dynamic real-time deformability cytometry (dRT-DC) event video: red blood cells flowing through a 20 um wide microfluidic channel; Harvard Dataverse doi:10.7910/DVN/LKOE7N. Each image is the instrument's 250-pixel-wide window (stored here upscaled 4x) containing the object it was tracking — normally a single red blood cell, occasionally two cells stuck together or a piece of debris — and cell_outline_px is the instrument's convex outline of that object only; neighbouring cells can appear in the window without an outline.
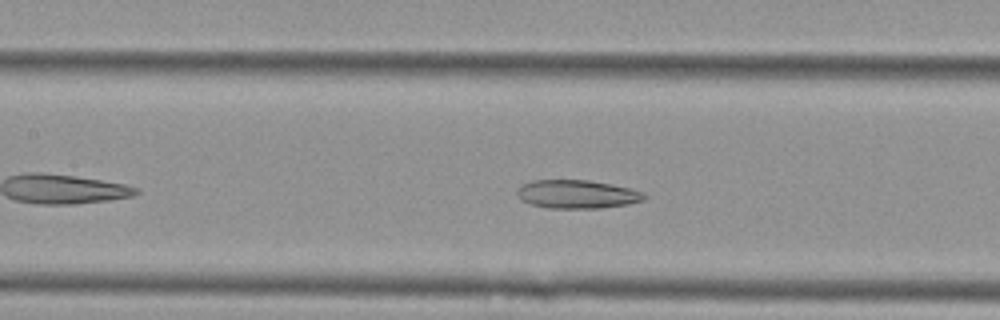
{"species": "Egyptian fruit bat (a non-hibernating species)", "species_latin": "Rousettus aegyptiacus", "temperature_condition": "cold", "stored_images_in_passage": 42, "camera_frame_rate_fps": 3000, "um_per_image_px": 0.085, "animal": {"sex": "female"}, "frame": {"image": 1, "passage_image": 13, "time_ms": 4.0, "image_size_px": [1000, 320], "cell_outline_px": [[648, 196], [644, 200], [628, 204], [600, 208], [548, 208], [532, 204], [520, 200], [516, 196], [516, 192], [524, 184], [532, 180], [588, 180], [612, 184], [644, 192]], "centroid_in_image_um": [49.06, 16.51], "position_along_channel_um": 158.3, "area_um2": 21.1}}
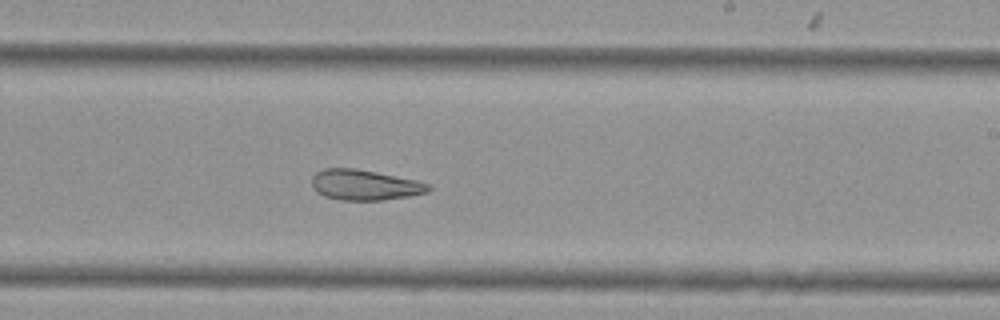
{"frame": {"image": 2, "passage_image": 21, "time_ms": 6.667, "image_size_px": [1000, 320], "cell_outline_px": [[432, 188], [428, 192], [408, 196], [384, 200], [340, 200], [324, 196], [316, 192], [312, 188], [312, 176], [316, 172], [324, 168], [352, 168], [376, 172], [416, 180], [428, 184]], "centroid_in_image_um": [30.97, 15.72], "position_along_channel_um": 258.0, "area_um2": 20.69}}
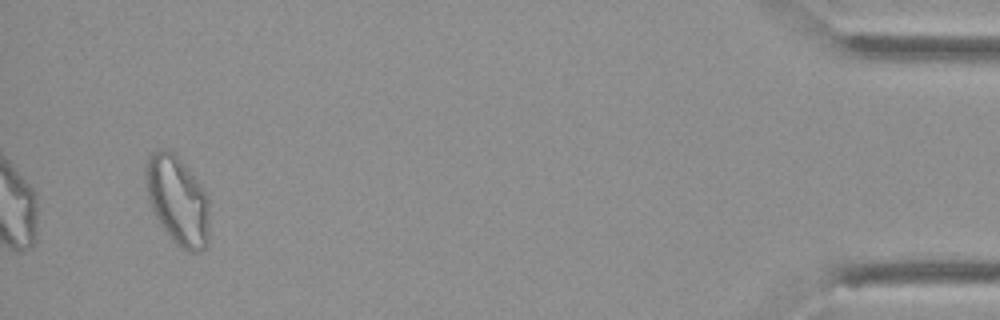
{"frame": {"image": 3, "passage_image": 40, "time_ms": 13.0, "image_size_px": [1000, 320], "cell_outline_px": [[208, 248], [200, 252], [184, 252], [172, 240], [160, 224], [152, 208], [148, 196], [144, 180], [144, 164], [148, 156], [156, 148], [168, 148], [184, 164], [200, 184], [208, 196]], "centroid_in_image_um": [15.07, 17.03], "position_along_channel_um": 420.1, "area_um2": 33.41}, "authors_computed_cell_mechanics": {"area_um2": 23.409, "velocity_mm_per_s": 3.7549, "shape_relaxation_time_tau1_ms": null, "shape_relaxation_time_tau2_ms": 2.3682, "deformation_change_tau1": null, "deformation_change_tau2": 0.0902}}